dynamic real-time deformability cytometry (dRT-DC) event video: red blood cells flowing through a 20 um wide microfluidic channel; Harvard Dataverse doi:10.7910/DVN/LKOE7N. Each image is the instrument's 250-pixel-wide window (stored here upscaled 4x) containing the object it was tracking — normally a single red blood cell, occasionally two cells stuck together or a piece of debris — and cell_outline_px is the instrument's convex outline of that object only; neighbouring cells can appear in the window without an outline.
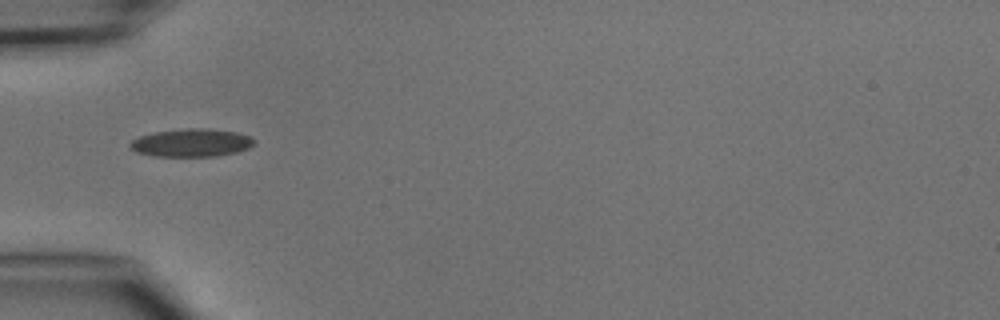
{"species": "common noctule bat (a hibernating species)", "species_latin": "Nyctalus noctula", "temperature_condition": "cold", "stored_images_in_passage": 1, "camera_frame_rate_fps": 3000, "um_per_image_px": 0.085, "animal": {"sex": "male", "body_mass_g": 15.6}, "frame": {"image": 1, "passage_image": 1, "time_ms": 0.0, "image_size_px": [1000, 320], "cell_outline_px": [[256, 144], [248, 148], [236, 152], [216, 156], [156, 156], [136, 152], [128, 148], [128, 144], [132, 140], [140, 136], [152, 132], [188, 128], [204, 128], [236, 132], [252, 136], [256, 140]], "centroid_in_image_um": [16.28, 12.13], "position_along_channel_um": 68.7, "area_um2": 20.4}}